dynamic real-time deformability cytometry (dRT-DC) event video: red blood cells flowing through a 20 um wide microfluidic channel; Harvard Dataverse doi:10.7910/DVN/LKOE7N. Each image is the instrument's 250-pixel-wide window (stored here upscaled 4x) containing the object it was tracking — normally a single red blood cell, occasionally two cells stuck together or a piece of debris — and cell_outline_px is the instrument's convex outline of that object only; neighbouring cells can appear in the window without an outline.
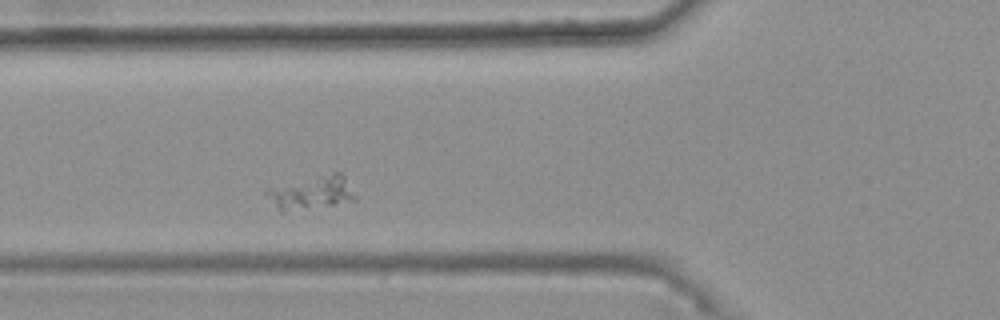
{"species": "common noctule bat (a hibernating species)", "species_latin": "Nyctalus noctula", "temperature_condition": "warm", "stored_images_in_passage": 35, "camera_frame_rate_fps": 3000, "um_per_image_px": 0.085, "animal": {"sex": "female", "body_mass_g": 25.1}, "frame": {"image": 1, "passage_image": 11, "time_ms": 3.333, "image_size_px": [1000, 320], "cell_outline_px": [[356, 200], [284, 212], [280, 212], [276, 208], [264, 192], [268, 188], [332, 172], [340, 172], [344, 176], [356, 196]], "centroid_in_image_um": [26.47, 16.37], "position_along_channel_um": 99.3, "area_um2": 16.88}}
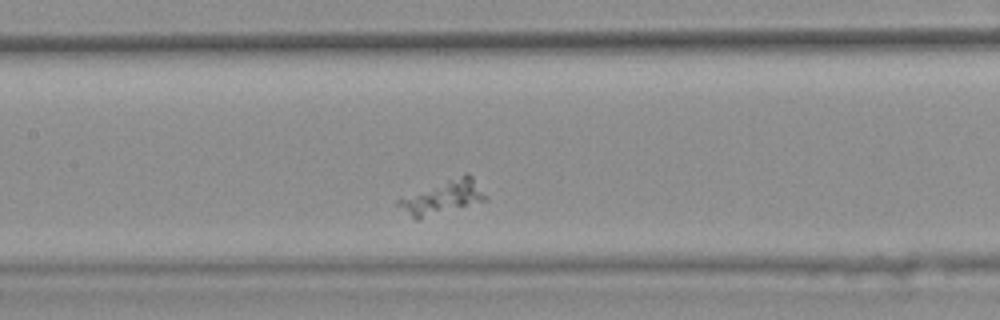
{"frame": {"image": 2, "passage_image": 17, "time_ms": 5.333, "image_size_px": [1000, 320], "cell_outline_px": [[488, 200], [420, 220], [416, 220], [396, 204], [396, 200], [400, 196], [464, 172], [468, 172], [472, 176], [488, 196]], "centroid_in_image_um": [37.63, 16.74], "position_along_channel_um": 169.8, "area_um2": 17.86}}
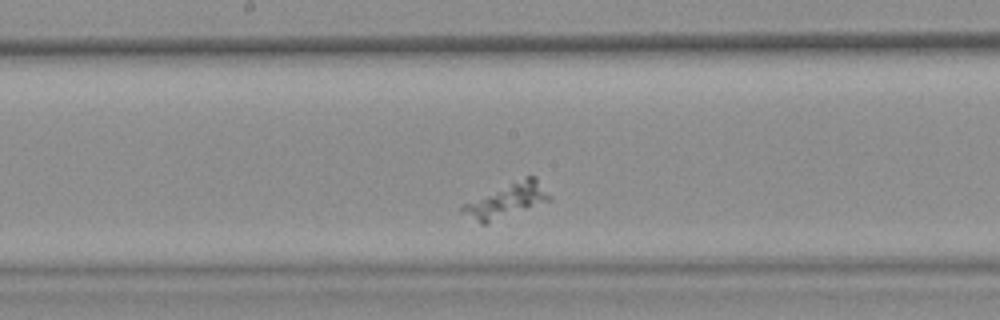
{"frame": {"image": 3, "passage_image": 20, "time_ms": 6.333, "image_size_px": [1000, 320], "cell_outline_px": [[552, 200], [484, 224], [480, 224], [460, 212], [460, 208], [464, 204], [528, 176], [536, 176], [552, 196]], "centroid_in_image_um": [43.12, 17.06], "position_along_channel_um": 205.1, "area_um2": 16.65}}